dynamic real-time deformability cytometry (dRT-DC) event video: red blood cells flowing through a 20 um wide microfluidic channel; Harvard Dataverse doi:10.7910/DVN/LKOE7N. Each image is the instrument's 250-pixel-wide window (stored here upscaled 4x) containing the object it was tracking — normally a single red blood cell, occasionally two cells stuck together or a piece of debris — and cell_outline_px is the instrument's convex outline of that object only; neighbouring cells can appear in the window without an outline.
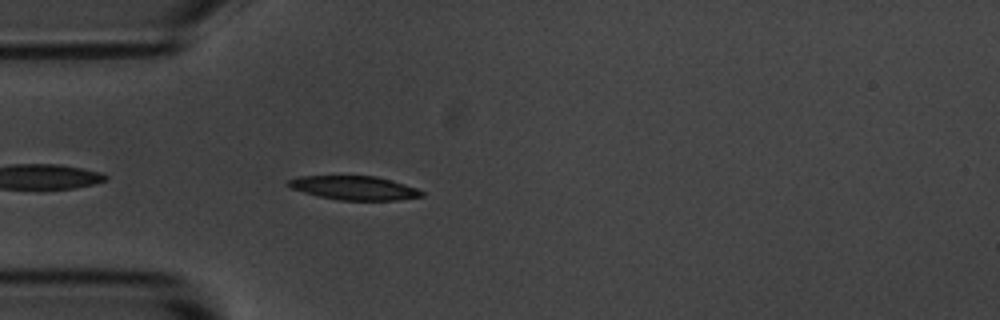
{"species": "common noctule bat (a hibernating species)", "species_latin": "Nyctalus noctula", "temperature_condition": "room temperature", "stored_images_in_passage": 5, "camera_frame_rate_fps": 3000, "um_per_image_px": 0.085, "animal": {"sex": "male", "body_mass_g": 20.1, "forearm_length_mm": 53.5}, "frame": {"image": 1, "passage_image": 5, "time_ms": 1.333, "image_size_px": [1000, 320], "cell_outline_px": [[424, 196], [396, 200], [340, 200], [320, 196], [304, 192], [292, 188], [284, 184], [288, 180], [300, 176], [376, 176], [392, 180], [416, 188], [424, 192]], "centroid_in_image_um": [30.11, 15.97], "position_along_channel_um": 54.9, "area_um2": 18.44}}